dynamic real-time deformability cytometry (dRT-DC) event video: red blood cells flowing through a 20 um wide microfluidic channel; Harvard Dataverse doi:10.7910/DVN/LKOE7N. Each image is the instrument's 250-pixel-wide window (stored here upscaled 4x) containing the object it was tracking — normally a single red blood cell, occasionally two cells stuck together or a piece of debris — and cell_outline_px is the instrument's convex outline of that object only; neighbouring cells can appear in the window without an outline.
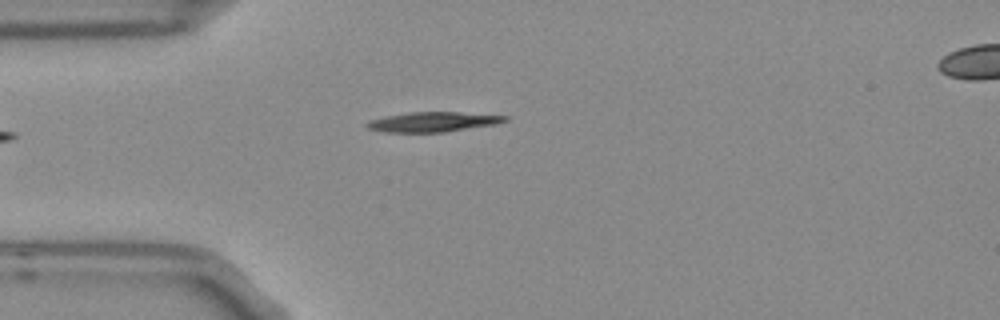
{"species": "Egyptian fruit bat (a non-hibernating species)", "species_latin": "Rousettus aegyptiacus", "temperature_condition": "room temperature", "stored_images_in_passage": 2, "segment_of_instrument_passage": [1, 2], "camera_frame_rate_fps": 3000, "um_per_image_px": 0.085, "frame": {"image": 1, "passage_image": 1, "time_ms": 0.0, "image_size_px": [1000, 320], "cell_outline_px": [[508, 120], [496, 124], [444, 132], [388, 132], [368, 128], [364, 124], [368, 120], [384, 116], [408, 112], [460, 112], [508, 116]], "centroid_in_image_um": [36.78, 10.35], "position_along_channel_um": 48.2, "area_um2": 15.95}}